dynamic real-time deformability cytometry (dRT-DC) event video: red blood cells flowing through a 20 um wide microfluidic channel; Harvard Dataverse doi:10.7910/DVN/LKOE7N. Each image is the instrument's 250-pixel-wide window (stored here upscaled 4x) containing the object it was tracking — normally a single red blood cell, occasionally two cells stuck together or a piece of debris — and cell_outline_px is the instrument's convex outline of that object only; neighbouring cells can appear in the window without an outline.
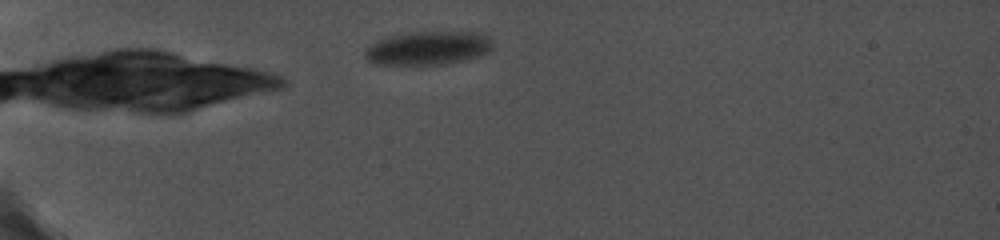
{"species": "common noctule bat (a hibernating species)", "species_latin": "Nyctalus noctula", "temperature_condition": "cold", "stored_images_in_passage": 58, "camera_frame_rate_fps": 5000, "um_per_image_px": 0.085, "animal": {"sex": "female", "body_mass_g": 19.0, "forearm_length_mm": 56.7}, "frame": {"image": 1, "passage_image": 11, "time_ms": 1.8, "image_size_px": [1000, 240], "cell_outline_px": [[492, 48], [488, 52], [480, 56], [444, 64], [420, 68], [372, 64], [364, 56], [364, 52], [376, 40], [388, 36], [412, 32], [468, 32], [488, 36], [492, 40]], "centroid_in_image_um": [36.31, 4.15], "position_along_channel_um": 48.7, "area_um2": 25.84}}
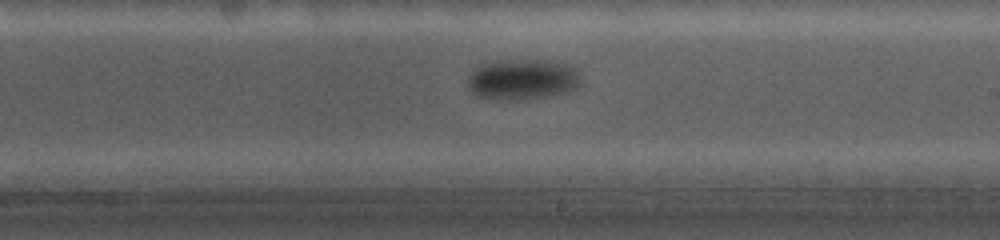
{"frame": {"image": 2, "passage_image": 35, "time_ms": 8.4, "image_size_px": [1000, 240], "cell_outline_px": [[580, 84], [576, 88], [568, 92], [548, 96], [512, 100], [500, 100], [472, 96], [468, 92], [468, 76], [480, 64], [500, 60], [544, 60], [572, 68], [576, 72], [580, 80]], "centroid_in_image_um": [44.3, 6.78], "position_along_channel_um": 244.7, "area_um2": 26.7}}
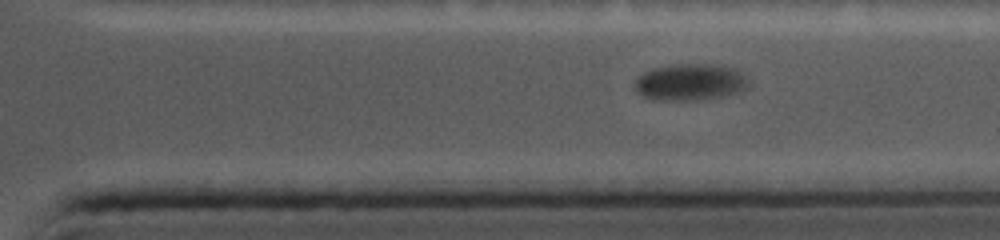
{"frame": {"image": 3, "passage_image": 55, "time_ms": 11.4, "image_size_px": [1000, 240], "cell_outline_px": [[748, 88], [724, 96], [696, 100], [652, 100], [636, 92], [636, 80], [644, 72], [652, 68], [676, 64], [712, 64], [736, 68], [748, 76]], "centroid_in_image_um": [58.7, 6.98], "position_along_channel_um": 352.7, "area_um2": 24.45}}